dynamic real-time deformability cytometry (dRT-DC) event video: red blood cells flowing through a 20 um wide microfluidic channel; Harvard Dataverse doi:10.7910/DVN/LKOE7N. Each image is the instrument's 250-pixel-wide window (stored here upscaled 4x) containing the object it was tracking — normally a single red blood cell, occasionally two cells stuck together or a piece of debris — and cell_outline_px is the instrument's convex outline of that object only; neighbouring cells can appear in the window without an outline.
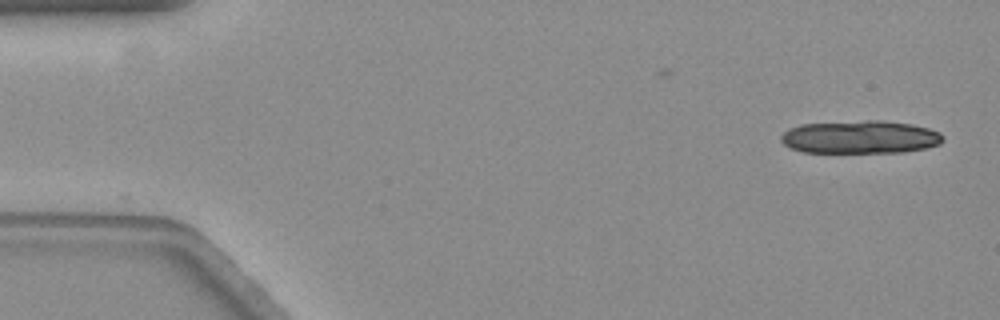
{"species": "common noctule bat (a hibernating species)", "species_latin": "Nyctalus noctula", "temperature_condition": "warm", "stored_images_in_passage": 14, "camera_frame_rate_fps": 3000, "um_per_image_px": 0.085, "animal": {"sex": "female", "body_mass_g": 19.3, "forearm_length_mm": 54.1}, "frame": {"image": 1, "passage_image": 1, "time_ms": 0.0, "image_size_px": [1000, 320], "cell_outline_px": [[944, 140], [940, 144], [924, 148], [904, 152], [804, 152], [792, 148], [784, 144], [780, 140], [780, 136], [788, 128], [800, 124], [868, 120], [884, 120], [912, 124], [928, 128], [940, 132], [944, 136]], "centroid_in_image_um": [73.13, 11.64], "position_along_channel_um": 11.9, "area_um2": 31.27}}